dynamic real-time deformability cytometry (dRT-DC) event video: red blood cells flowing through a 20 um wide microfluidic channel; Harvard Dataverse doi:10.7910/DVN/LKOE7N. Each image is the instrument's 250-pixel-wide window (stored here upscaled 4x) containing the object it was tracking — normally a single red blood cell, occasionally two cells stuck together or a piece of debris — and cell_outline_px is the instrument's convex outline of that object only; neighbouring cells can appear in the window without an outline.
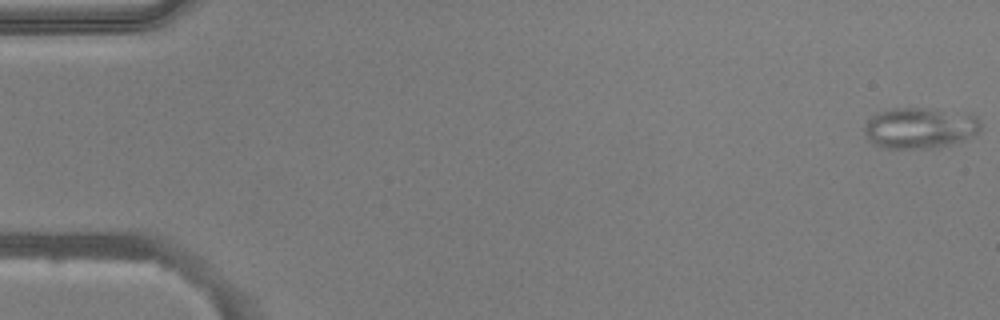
{"species": "common noctule bat (a hibernating species)", "species_latin": "Nyctalus noctula", "temperature_condition": "warm", "stored_images_in_passage": 52, "camera_frame_rate_fps": 3000, "um_per_image_px": 0.085, "animal": {"sex": "male", "body_mass_g": 20.5, "forearm_length_mm": 52.5}, "frame": {"image": 1, "passage_image": 1, "time_ms": 0.0, "image_size_px": [1000, 320], "cell_outline_px": [[980, 132], [964, 140], [952, 144], [936, 148], [880, 148], [872, 144], [864, 136], [864, 124], [872, 116], [880, 112], [892, 108], [928, 108], [972, 112], [980, 120]], "centroid_in_image_um": [78.22, 10.87], "position_along_channel_um": 6.8, "area_um2": 28.5}}
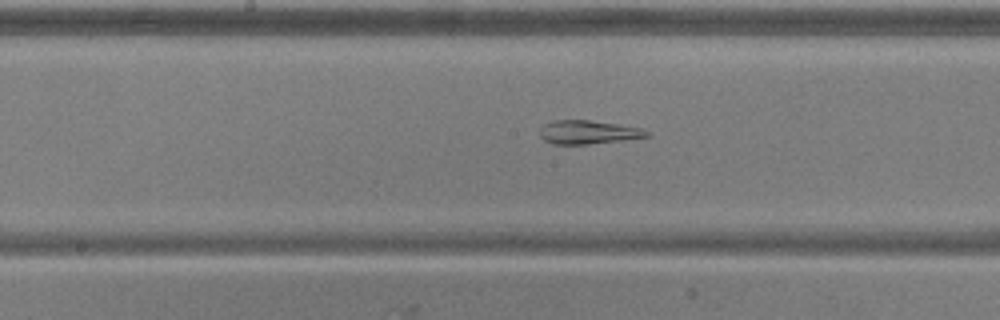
{"frame": {"image": 2, "passage_image": 27, "time_ms": 8.667, "image_size_px": [1000, 320], "cell_outline_px": [[652, 136], [588, 144], [552, 144], [544, 140], [540, 136], [540, 128], [544, 124], [552, 120], [588, 120], [620, 124], [644, 128], [652, 132]], "centroid_in_image_um": [50.04, 11.23], "position_along_channel_um": 198.2, "area_um2": 14.91}}
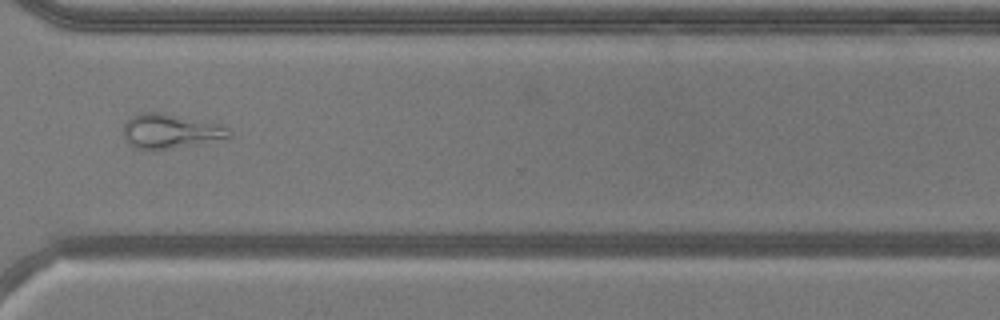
{"frame": {"image": 3, "passage_image": 39, "time_ms": 12.667, "image_size_px": [1000, 320], "cell_outline_px": [[232, 136], [196, 144], [172, 148], [136, 148], [128, 144], [124, 136], [124, 124], [132, 116], [140, 112], [164, 112], [220, 124], [228, 128], [232, 132]], "centroid_in_image_um": [14.48, 11.12], "position_along_channel_um": 356.1, "area_um2": 20.98}, "authors_computed_cell_mechanics": {"area_um2": 22.5998, "velocity_mm_per_s": 3.9547, "shape_relaxation_time_tau1_ms": null, "shape_relaxation_time_tau2_ms": 2.0253, "deformation_change_tau1": null, "deformation_change_tau2": 0.0835}}